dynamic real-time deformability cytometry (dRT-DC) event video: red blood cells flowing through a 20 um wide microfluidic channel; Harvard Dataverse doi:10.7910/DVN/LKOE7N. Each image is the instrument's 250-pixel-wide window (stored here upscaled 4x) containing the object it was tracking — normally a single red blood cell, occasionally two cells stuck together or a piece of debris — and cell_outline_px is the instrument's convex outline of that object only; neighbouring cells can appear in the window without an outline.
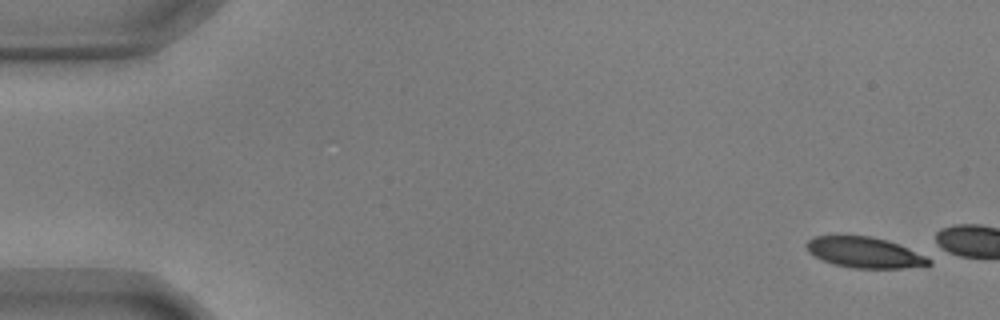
{"species": "common noctule bat (a hibernating species)", "species_latin": "Nyctalus noctula", "temperature_condition": "warm", "stored_images_in_passage": 6, "camera_frame_rate_fps": 3000, "um_per_image_px": 0.085, "animal": {"sex": "male", "body_mass_g": 17.9, "forearm_length_mm": 54.2}, "frame": {"image": 1, "passage_image": 1, "time_ms": 0.0, "image_size_px": [1000, 320], "cell_outline_px": [[932, 264], [900, 268], [852, 268], [832, 264], [808, 252], [804, 244], [808, 240], [816, 236], [868, 236], [888, 240], [932, 256]], "centroid_in_image_um": [73.56, 21.46], "position_along_channel_um": 11.4, "area_um2": 22.14}}